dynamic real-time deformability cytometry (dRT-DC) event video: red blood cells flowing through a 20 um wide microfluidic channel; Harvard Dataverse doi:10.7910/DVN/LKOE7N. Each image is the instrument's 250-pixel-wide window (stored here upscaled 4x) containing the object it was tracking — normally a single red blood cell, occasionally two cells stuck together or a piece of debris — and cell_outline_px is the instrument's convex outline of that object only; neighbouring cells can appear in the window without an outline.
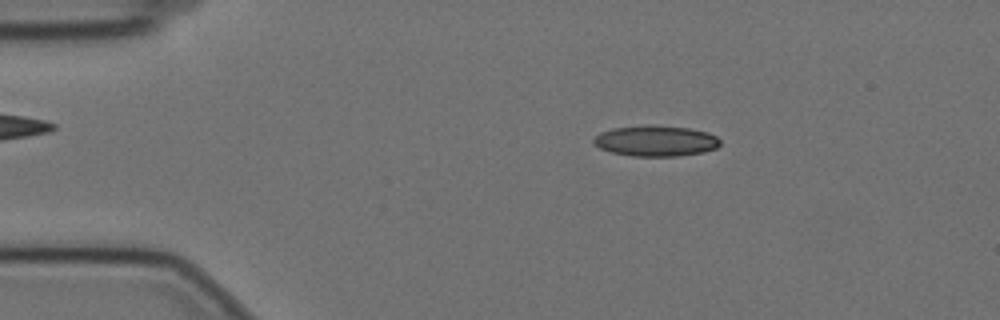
{"species": "Egyptian fruit bat (a non-hibernating species)", "species_latin": "Rousettus aegyptiacus", "temperature_condition": "cold", "stored_images_in_passage": 57, "camera_frame_rate_fps": 3000, "um_per_image_px": 0.085, "animal": {"sex": "female"}, "frame": {"image": 1, "passage_image": 9, "time_ms": 2.667, "image_size_px": [1000, 320], "cell_outline_px": [[720, 144], [716, 148], [704, 152], [676, 156], [632, 156], [612, 152], [600, 148], [592, 140], [600, 132], [612, 128], [644, 124], [648, 124], [688, 128], [708, 132], [716, 136], [720, 140]], "centroid_in_image_um": [55.74, 11.96], "position_along_channel_um": 29.3, "area_um2": 22.77}}
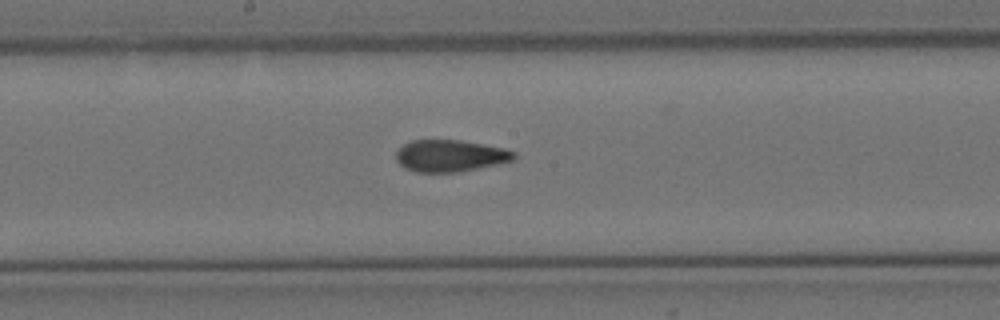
{"frame": {"image": 2, "passage_image": 29, "time_ms": 9.333, "image_size_px": [1000, 320], "cell_outline_px": [[516, 160], [460, 172], [416, 172], [404, 168], [396, 160], [396, 152], [404, 144], [412, 140], [460, 140], [504, 148], [516, 152]], "centroid_in_image_um": [38.28, 13.25], "position_along_channel_um": 209.9, "area_um2": 21.96}}
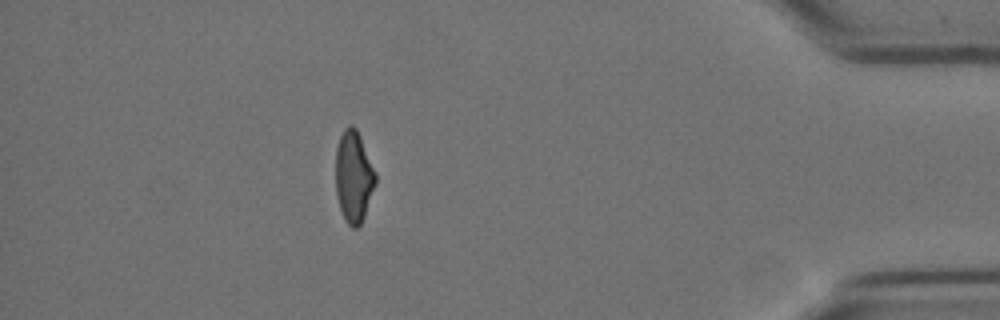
{"frame": {"image": 3, "passage_image": 50, "time_ms": 16.333, "image_size_px": [1000, 320], "cell_outline_px": [[376, 184], [364, 216], [360, 224], [356, 228], [352, 228], [344, 220], [336, 196], [336, 148], [340, 136], [344, 128], [348, 124], [352, 124], [356, 128], [360, 136], [376, 176]], "centroid_in_image_um": [30.04, 15.02], "position_along_channel_um": 405.2, "area_um2": 21.15}, "authors_computed_cell_mechanics": {"area_um2": 22.253, "velocity_mm_per_s": 3.4727, "shape_relaxation_time_tau1_ms": 8.286, "shape_relaxation_time_tau2_ms": 2.4586, "deformation_change_tau1": 0.183, "deformation_change_tau2": 0.0853}}